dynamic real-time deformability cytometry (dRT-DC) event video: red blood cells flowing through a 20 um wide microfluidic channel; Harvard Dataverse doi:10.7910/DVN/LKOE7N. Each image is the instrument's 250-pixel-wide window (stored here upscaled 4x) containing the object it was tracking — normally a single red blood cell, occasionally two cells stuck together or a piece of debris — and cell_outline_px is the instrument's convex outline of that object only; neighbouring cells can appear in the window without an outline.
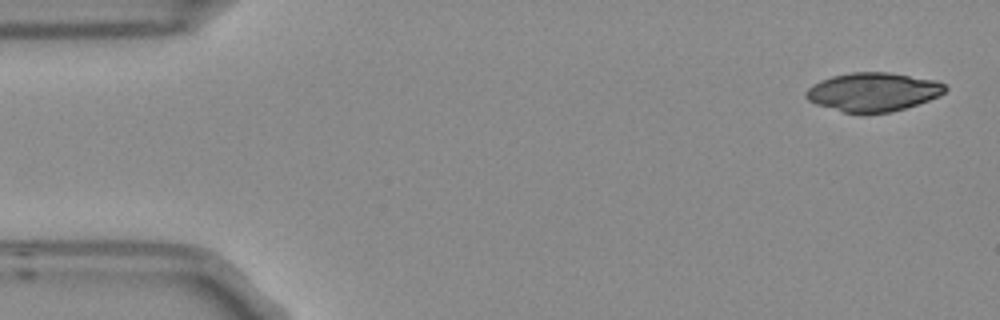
{"species": "Egyptian fruit bat (a non-hibernating species)", "species_latin": "Rousettus aegyptiacus", "temperature_condition": "room temperature", "stored_images_in_passage": 6, "camera_frame_rate_fps": 3000, "um_per_image_px": 0.085, "frame": {"image": 1, "passage_image": 1, "time_ms": 0.0, "image_size_px": [1000, 320], "cell_outline_px": [[948, 88], [940, 96], [892, 112], [844, 112], [816, 104], [808, 100], [804, 96], [804, 92], [812, 84], [820, 80], [832, 76], [852, 72], [888, 72], [936, 80], [944, 84]], "centroid_in_image_um": [74.2, 7.8], "position_along_channel_um": 10.8, "area_um2": 31.21}}
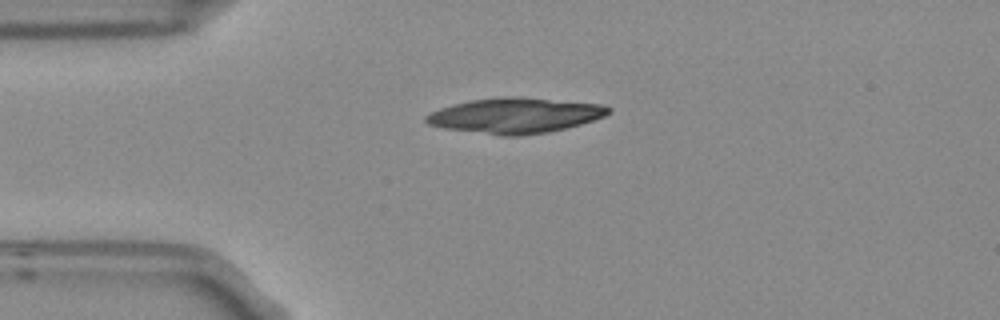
{"frame": {"image": 2, "passage_image": 4, "time_ms": 1.0, "image_size_px": [1000, 320], "cell_outline_px": [[612, 112], [604, 116], [580, 124], [548, 132], [520, 136], [500, 136], [444, 128], [428, 124], [424, 120], [424, 116], [440, 108], [472, 100], [500, 96], [516, 96], [600, 104], [612, 108]], "centroid_in_image_um": [43.78, 9.82], "position_along_channel_um": 41.2, "area_um2": 37.45}}